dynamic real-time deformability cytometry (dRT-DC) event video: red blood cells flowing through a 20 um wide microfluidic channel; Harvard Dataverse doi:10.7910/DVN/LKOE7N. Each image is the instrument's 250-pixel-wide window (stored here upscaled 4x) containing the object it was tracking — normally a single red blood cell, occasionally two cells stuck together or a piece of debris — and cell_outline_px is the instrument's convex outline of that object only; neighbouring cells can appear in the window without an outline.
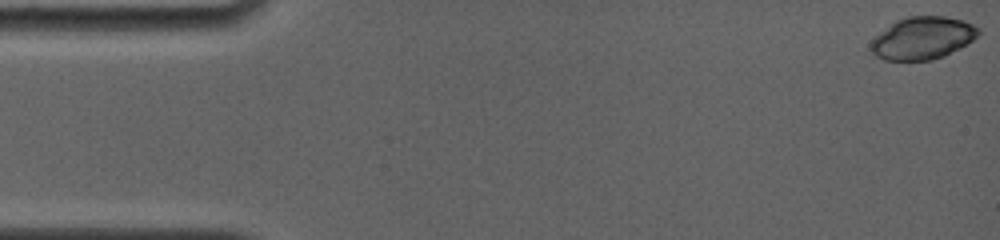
{"species": "common noctule bat (a hibernating species)", "species_latin": "Nyctalus noctula", "temperature_condition": "room temperature", "stored_images_in_passage": 12, "camera_frame_rate_fps": 4000, "um_per_image_px": 0.085, "animal": {"sex": "female", "body_mass_g": 19.0, "forearm_length_mm": 56.7}, "frame": {"image": 1, "passage_image": 1, "time_ms": 0.0, "image_size_px": [1000, 240], "cell_outline_px": [[980, 32], [968, 44], [944, 56], [932, 60], [884, 60], [876, 56], [872, 52], [868, 44], [880, 32], [896, 20], [908, 16], [944, 16], [964, 20], [980, 28]], "centroid_in_image_um": [78.42, 3.24], "position_along_channel_um": 6.6, "area_um2": 26.7}}
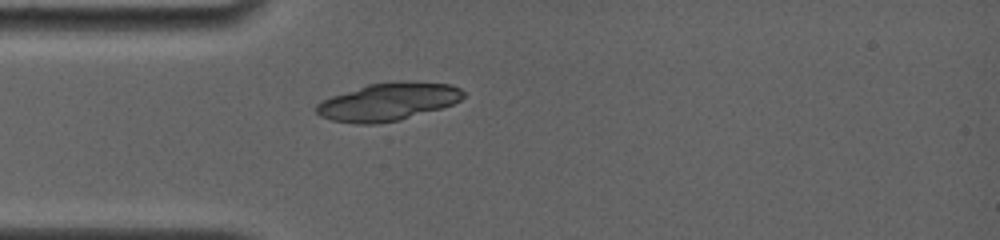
{"frame": {"image": 2, "passage_image": 12, "time_ms": 4.5, "image_size_px": [1000, 240], "cell_outline_px": [[464, 96], [460, 100], [452, 104], [440, 108], [400, 120], [376, 124], [356, 124], [332, 120], [320, 116], [316, 112], [316, 104], [320, 100], [368, 84], [404, 80], [452, 84], [460, 88], [464, 92]], "centroid_in_image_um": [32.98, 8.64], "position_along_channel_um": 52.0, "area_um2": 32.43}}